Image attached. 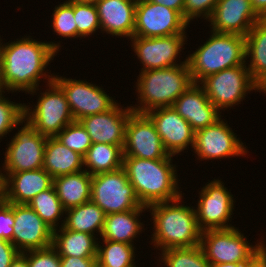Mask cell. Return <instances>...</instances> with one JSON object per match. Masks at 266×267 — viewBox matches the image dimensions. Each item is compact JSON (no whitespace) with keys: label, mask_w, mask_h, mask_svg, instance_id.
<instances>
[{"label":"cell","mask_w":266,"mask_h":267,"mask_svg":"<svg viewBox=\"0 0 266 267\" xmlns=\"http://www.w3.org/2000/svg\"><path fill=\"white\" fill-rule=\"evenodd\" d=\"M1 40L0 38V80L3 91L22 90L35 95L39 91L38 82L41 77L48 78L47 83L54 80V74L51 75L50 71V75H47L45 68L57 55L60 43L41 42L30 36L3 45Z\"/></svg>","instance_id":"cell-1"},{"label":"cell","mask_w":266,"mask_h":267,"mask_svg":"<svg viewBox=\"0 0 266 267\" xmlns=\"http://www.w3.org/2000/svg\"><path fill=\"white\" fill-rule=\"evenodd\" d=\"M172 157L170 154L165 159L155 160L123 157V168L143 206L182 196Z\"/></svg>","instance_id":"cell-2"},{"label":"cell","mask_w":266,"mask_h":267,"mask_svg":"<svg viewBox=\"0 0 266 267\" xmlns=\"http://www.w3.org/2000/svg\"><path fill=\"white\" fill-rule=\"evenodd\" d=\"M181 199L182 196L147 206L153 216L154 224L151 242L157 249L160 248L158 250L193 247L200 244L202 231L197 224L195 208L182 204Z\"/></svg>","instance_id":"cell-3"},{"label":"cell","mask_w":266,"mask_h":267,"mask_svg":"<svg viewBox=\"0 0 266 267\" xmlns=\"http://www.w3.org/2000/svg\"><path fill=\"white\" fill-rule=\"evenodd\" d=\"M192 83L187 63L141 71L135 85L140 103L139 106H131V109L146 114L157 108L172 107Z\"/></svg>","instance_id":"cell-4"},{"label":"cell","mask_w":266,"mask_h":267,"mask_svg":"<svg viewBox=\"0 0 266 267\" xmlns=\"http://www.w3.org/2000/svg\"><path fill=\"white\" fill-rule=\"evenodd\" d=\"M212 35L187 58L193 83H200L207 76L246 62V38L239 34L219 33Z\"/></svg>","instance_id":"cell-5"},{"label":"cell","mask_w":266,"mask_h":267,"mask_svg":"<svg viewBox=\"0 0 266 267\" xmlns=\"http://www.w3.org/2000/svg\"><path fill=\"white\" fill-rule=\"evenodd\" d=\"M46 85L49 88L41 92L33 110L31 106L24 104V119L36 132L48 138L55 137L75 120L62 88L54 80Z\"/></svg>","instance_id":"cell-6"},{"label":"cell","mask_w":266,"mask_h":267,"mask_svg":"<svg viewBox=\"0 0 266 267\" xmlns=\"http://www.w3.org/2000/svg\"><path fill=\"white\" fill-rule=\"evenodd\" d=\"M91 200L106 215L139 209L143 206L123 167L92 176Z\"/></svg>","instance_id":"cell-7"},{"label":"cell","mask_w":266,"mask_h":267,"mask_svg":"<svg viewBox=\"0 0 266 267\" xmlns=\"http://www.w3.org/2000/svg\"><path fill=\"white\" fill-rule=\"evenodd\" d=\"M199 84L220 111L239 104L250 91L259 90L246 64L211 74Z\"/></svg>","instance_id":"cell-8"},{"label":"cell","mask_w":266,"mask_h":267,"mask_svg":"<svg viewBox=\"0 0 266 267\" xmlns=\"http://www.w3.org/2000/svg\"><path fill=\"white\" fill-rule=\"evenodd\" d=\"M26 123L18 130L7 145L3 164L0 170V182L10 173L41 169L43 167L44 150L47 137L36 132L34 127Z\"/></svg>","instance_id":"cell-9"},{"label":"cell","mask_w":266,"mask_h":267,"mask_svg":"<svg viewBox=\"0 0 266 267\" xmlns=\"http://www.w3.org/2000/svg\"><path fill=\"white\" fill-rule=\"evenodd\" d=\"M263 243L250 245L245 235L236 227L205 230L200 246L209 263H245Z\"/></svg>","instance_id":"cell-10"},{"label":"cell","mask_w":266,"mask_h":267,"mask_svg":"<svg viewBox=\"0 0 266 267\" xmlns=\"http://www.w3.org/2000/svg\"><path fill=\"white\" fill-rule=\"evenodd\" d=\"M209 182L201 189L199 201L195 207L199 229L205 231L233 228L234 226L228 223L232 219L231 215L235 207L233 195L224 187L221 180L214 179Z\"/></svg>","instance_id":"cell-11"},{"label":"cell","mask_w":266,"mask_h":267,"mask_svg":"<svg viewBox=\"0 0 266 267\" xmlns=\"http://www.w3.org/2000/svg\"><path fill=\"white\" fill-rule=\"evenodd\" d=\"M188 25L173 9L148 0H137L133 36L151 38L185 34Z\"/></svg>","instance_id":"cell-12"},{"label":"cell","mask_w":266,"mask_h":267,"mask_svg":"<svg viewBox=\"0 0 266 267\" xmlns=\"http://www.w3.org/2000/svg\"><path fill=\"white\" fill-rule=\"evenodd\" d=\"M54 81L65 93L70 111L75 121L109 111L117 102L107 95L103 88L87 81L59 77L54 74Z\"/></svg>","instance_id":"cell-13"},{"label":"cell","mask_w":266,"mask_h":267,"mask_svg":"<svg viewBox=\"0 0 266 267\" xmlns=\"http://www.w3.org/2000/svg\"><path fill=\"white\" fill-rule=\"evenodd\" d=\"M123 152L124 157L151 160L165 159L169 155L151 118L134 111L126 123Z\"/></svg>","instance_id":"cell-14"},{"label":"cell","mask_w":266,"mask_h":267,"mask_svg":"<svg viewBox=\"0 0 266 267\" xmlns=\"http://www.w3.org/2000/svg\"><path fill=\"white\" fill-rule=\"evenodd\" d=\"M243 144L227 122L220 118L214 124L195 132L193 150L199 160L240 157L248 152Z\"/></svg>","instance_id":"cell-15"},{"label":"cell","mask_w":266,"mask_h":267,"mask_svg":"<svg viewBox=\"0 0 266 267\" xmlns=\"http://www.w3.org/2000/svg\"><path fill=\"white\" fill-rule=\"evenodd\" d=\"M186 34H175L167 37L144 38L133 36L132 48L141 61L143 68L141 71L152 69H162L170 66H178L187 63V58L183 62L176 63V58L186 43ZM185 42V43H184Z\"/></svg>","instance_id":"cell-16"},{"label":"cell","mask_w":266,"mask_h":267,"mask_svg":"<svg viewBox=\"0 0 266 267\" xmlns=\"http://www.w3.org/2000/svg\"><path fill=\"white\" fill-rule=\"evenodd\" d=\"M14 217L11 243L22 253L52 246L53 229L28 204L12 203Z\"/></svg>","instance_id":"cell-17"},{"label":"cell","mask_w":266,"mask_h":267,"mask_svg":"<svg viewBox=\"0 0 266 267\" xmlns=\"http://www.w3.org/2000/svg\"><path fill=\"white\" fill-rule=\"evenodd\" d=\"M153 121L165 150L175 156L194 146L195 132L173 107L157 108L146 113Z\"/></svg>","instance_id":"cell-18"},{"label":"cell","mask_w":266,"mask_h":267,"mask_svg":"<svg viewBox=\"0 0 266 267\" xmlns=\"http://www.w3.org/2000/svg\"><path fill=\"white\" fill-rule=\"evenodd\" d=\"M260 19L251 0H219L208 21L211 31L245 37Z\"/></svg>","instance_id":"cell-19"},{"label":"cell","mask_w":266,"mask_h":267,"mask_svg":"<svg viewBox=\"0 0 266 267\" xmlns=\"http://www.w3.org/2000/svg\"><path fill=\"white\" fill-rule=\"evenodd\" d=\"M116 103L109 111L86 116L79 120L91 138L92 143L118 145L125 143V128L131 107L122 109Z\"/></svg>","instance_id":"cell-20"},{"label":"cell","mask_w":266,"mask_h":267,"mask_svg":"<svg viewBox=\"0 0 266 267\" xmlns=\"http://www.w3.org/2000/svg\"><path fill=\"white\" fill-rule=\"evenodd\" d=\"M172 107L191 125L194 132L214 124L221 117L220 110L209 100L199 83H192Z\"/></svg>","instance_id":"cell-21"},{"label":"cell","mask_w":266,"mask_h":267,"mask_svg":"<svg viewBox=\"0 0 266 267\" xmlns=\"http://www.w3.org/2000/svg\"><path fill=\"white\" fill-rule=\"evenodd\" d=\"M53 186V177L43 168L8 174L0 182V197L7 203L28 204Z\"/></svg>","instance_id":"cell-22"},{"label":"cell","mask_w":266,"mask_h":267,"mask_svg":"<svg viewBox=\"0 0 266 267\" xmlns=\"http://www.w3.org/2000/svg\"><path fill=\"white\" fill-rule=\"evenodd\" d=\"M137 0H98L95 4L101 31L132 38L135 28Z\"/></svg>","instance_id":"cell-23"},{"label":"cell","mask_w":266,"mask_h":267,"mask_svg":"<svg viewBox=\"0 0 266 267\" xmlns=\"http://www.w3.org/2000/svg\"><path fill=\"white\" fill-rule=\"evenodd\" d=\"M42 168L53 178L76 173L84 170V157L67 148L56 137H48Z\"/></svg>","instance_id":"cell-24"},{"label":"cell","mask_w":266,"mask_h":267,"mask_svg":"<svg viewBox=\"0 0 266 267\" xmlns=\"http://www.w3.org/2000/svg\"><path fill=\"white\" fill-rule=\"evenodd\" d=\"M147 210V206L120 213L107 214L101 233L102 240L124 242L134 245L133 239L143 231V224L138 219ZM133 242V243H132Z\"/></svg>","instance_id":"cell-25"},{"label":"cell","mask_w":266,"mask_h":267,"mask_svg":"<svg viewBox=\"0 0 266 267\" xmlns=\"http://www.w3.org/2000/svg\"><path fill=\"white\" fill-rule=\"evenodd\" d=\"M92 176L85 170L53 178V186L65 210L91 200Z\"/></svg>","instance_id":"cell-26"},{"label":"cell","mask_w":266,"mask_h":267,"mask_svg":"<svg viewBox=\"0 0 266 267\" xmlns=\"http://www.w3.org/2000/svg\"><path fill=\"white\" fill-rule=\"evenodd\" d=\"M98 238L59 226L53 230L52 247L60 256L97 257Z\"/></svg>","instance_id":"cell-27"},{"label":"cell","mask_w":266,"mask_h":267,"mask_svg":"<svg viewBox=\"0 0 266 267\" xmlns=\"http://www.w3.org/2000/svg\"><path fill=\"white\" fill-rule=\"evenodd\" d=\"M245 38L246 60L250 57L247 68L252 79L259 85L266 78V18L257 21Z\"/></svg>","instance_id":"cell-28"},{"label":"cell","mask_w":266,"mask_h":267,"mask_svg":"<svg viewBox=\"0 0 266 267\" xmlns=\"http://www.w3.org/2000/svg\"><path fill=\"white\" fill-rule=\"evenodd\" d=\"M65 215L61 226L66 229L101 236L106 214L92 200L65 210Z\"/></svg>","instance_id":"cell-29"},{"label":"cell","mask_w":266,"mask_h":267,"mask_svg":"<svg viewBox=\"0 0 266 267\" xmlns=\"http://www.w3.org/2000/svg\"><path fill=\"white\" fill-rule=\"evenodd\" d=\"M123 148L118 145L92 143L84 156L85 171L91 176L123 167Z\"/></svg>","instance_id":"cell-30"},{"label":"cell","mask_w":266,"mask_h":267,"mask_svg":"<svg viewBox=\"0 0 266 267\" xmlns=\"http://www.w3.org/2000/svg\"><path fill=\"white\" fill-rule=\"evenodd\" d=\"M103 242L102 246L98 243L97 249L96 263L99 267H136L134 245L109 240Z\"/></svg>","instance_id":"cell-31"},{"label":"cell","mask_w":266,"mask_h":267,"mask_svg":"<svg viewBox=\"0 0 266 267\" xmlns=\"http://www.w3.org/2000/svg\"><path fill=\"white\" fill-rule=\"evenodd\" d=\"M28 205L53 230L57 229L58 221L65 213L54 186L37 194Z\"/></svg>","instance_id":"cell-32"},{"label":"cell","mask_w":266,"mask_h":267,"mask_svg":"<svg viewBox=\"0 0 266 267\" xmlns=\"http://www.w3.org/2000/svg\"><path fill=\"white\" fill-rule=\"evenodd\" d=\"M160 259L166 267H209L210 263L205 258L199 245L193 247L170 248L161 251Z\"/></svg>","instance_id":"cell-33"},{"label":"cell","mask_w":266,"mask_h":267,"mask_svg":"<svg viewBox=\"0 0 266 267\" xmlns=\"http://www.w3.org/2000/svg\"><path fill=\"white\" fill-rule=\"evenodd\" d=\"M57 140L83 157L92 145L90 136L79 121L68 124L56 136Z\"/></svg>","instance_id":"cell-34"},{"label":"cell","mask_w":266,"mask_h":267,"mask_svg":"<svg viewBox=\"0 0 266 267\" xmlns=\"http://www.w3.org/2000/svg\"><path fill=\"white\" fill-rule=\"evenodd\" d=\"M52 18V27L56 35L63 38H76L77 25L74 19V2L65 1L58 6H55Z\"/></svg>","instance_id":"cell-35"},{"label":"cell","mask_w":266,"mask_h":267,"mask_svg":"<svg viewBox=\"0 0 266 267\" xmlns=\"http://www.w3.org/2000/svg\"><path fill=\"white\" fill-rule=\"evenodd\" d=\"M74 19L77 25V38L92 35L101 29L96 5L74 2Z\"/></svg>","instance_id":"cell-36"},{"label":"cell","mask_w":266,"mask_h":267,"mask_svg":"<svg viewBox=\"0 0 266 267\" xmlns=\"http://www.w3.org/2000/svg\"><path fill=\"white\" fill-rule=\"evenodd\" d=\"M25 123L24 119V103H15L3 94L0 95V137H4L7 133L17 125ZM0 138V139H1Z\"/></svg>","instance_id":"cell-37"},{"label":"cell","mask_w":266,"mask_h":267,"mask_svg":"<svg viewBox=\"0 0 266 267\" xmlns=\"http://www.w3.org/2000/svg\"><path fill=\"white\" fill-rule=\"evenodd\" d=\"M22 254L27 259L28 267H61V256L52 246L25 251Z\"/></svg>","instance_id":"cell-38"},{"label":"cell","mask_w":266,"mask_h":267,"mask_svg":"<svg viewBox=\"0 0 266 267\" xmlns=\"http://www.w3.org/2000/svg\"><path fill=\"white\" fill-rule=\"evenodd\" d=\"M219 0H185L183 7V18L190 24L194 18L203 17L210 19L213 10Z\"/></svg>","instance_id":"cell-39"},{"label":"cell","mask_w":266,"mask_h":267,"mask_svg":"<svg viewBox=\"0 0 266 267\" xmlns=\"http://www.w3.org/2000/svg\"><path fill=\"white\" fill-rule=\"evenodd\" d=\"M14 217L12 203H7L0 197V238L12 241Z\"/></svg>","instance_id":"cell-40"},{"label":"cell","mask_w":266,"mask_h":267,"mask_svg":"<svg viewBox=\"0 0 266 267\" xmlns=\"http://www.w3.org/2000/svg\"><path fill=\"white\" fill-rule=\"evenodd\" d=\"M19 253L10 241L0 238V267H10Z\"/></svg>","instance_id":"cell-41"},{"label":"cell","mask_w":266,"mask_h":267,"mask_svg":"<svg viewBox=\"0 0 266 267\" xmlns=\"http://www.w3.org/2000/svg\"><path fill=\"white\" fill-rule=\"evenodd\" d=\"M96 257L61 256V267H95Z\"/></svg>","instance_id":"cell-42"},{"label":"cell","mask_w":266,"mask_h":267,"mask_svg":"<svg viewBox=\"0 0 266 267\" xmlns=\"http://www.w3.org/2000/svg\"><path fill=\"white\" fill-rule=\"evenodd\" d=\"M244 267H266V245L264 243L244 263Z\"/></svg>","instance_id":"cell-43"},{"label":"cell","mask_w":266,"mask_h":267,"mask_svg":"<svg viewBox=\"0 0 266 267\" xmlns=\"http://www.w3.org/2000/svg\"><path fill=\"white\" fill-rule=\"evenodd\" d=\"M151 3L161 4L167 8L177 11L183 17V7L185 0H148Z\"/></svg>","instance_id":"cell-44"},{"label":"cell","mask_w":266,"mask_h":267,"mask_svg":"<svg viewBox=\"0 0 266 267\" xmlns=\"http://www.w3.org/2000/svg\"><path fill=\"white\" fill-rule=\"evenodd\" d=\"M253 9L261 18H266V0H251Z\"/></svg>","instance_id":"cell-45"},{"label":"cell","mask_w":266,"mask_h":267,"mask_svg":"<svg viewBox=\"0 0 266 267\" xmlns=\"http://www.w3.org/2000/svg\"><path fill=\"white\" fill-rule=\"evenodd\" d=\"M10 267H28L26 257L22 253H19L17 257L12 261Z\"/></svg>","instance_id":"cell-46"},{"label":"cell","mask_w":266,"mask_h":267,"mask_svg":"<svg viewBox=\"0 0 266 267\" xmlns=\"http://www.w3.org/2000/svg\"><path fill=\"white\" fill-rule=\"evenodd\" d=\"M209 267H244V263H210Z\"/></svg>","instance_id":"cell-47"},{"label":"cell","mask_w":266,"mask_h":267,"mask_svg":"<svg viewBox=\"0 0 266 267\" xmlns=\"http://www.w3.org/2000/svg\"><path fill=\"white\" fill-rule=\"evenodd\" d=\"M78 4H96L98 0H69Z\"/></svg>","instance_id":"cell-48"},{"label":"cell","mask_w":266,"mask_h":267,"mask_svg":"<svg viewBox=\"0 0 266 267\" xmlns=\"http://www.w3.org/2000/svg\"><path fill=\"white\" fill-rule=\"evenodd\" d=\"M258 92H264V94H266V78L259 84Z\"/></svg>","instance_id":"cell-49"},{"label":"cell","mask_w":266,"mask_h":267,"mask_svg":"<svg viewBox=\"0 0 266 267\" xmlns=\"http://www.w3.org/2000/svg\"><path fill=\"white\" fill-rule=\"evenodd\" d=\"M6 91H3L2 90V87H1V83H0V95L2 94V93H5Z\"/></svg>","instance_id":"cell-50"}]
</instances>
